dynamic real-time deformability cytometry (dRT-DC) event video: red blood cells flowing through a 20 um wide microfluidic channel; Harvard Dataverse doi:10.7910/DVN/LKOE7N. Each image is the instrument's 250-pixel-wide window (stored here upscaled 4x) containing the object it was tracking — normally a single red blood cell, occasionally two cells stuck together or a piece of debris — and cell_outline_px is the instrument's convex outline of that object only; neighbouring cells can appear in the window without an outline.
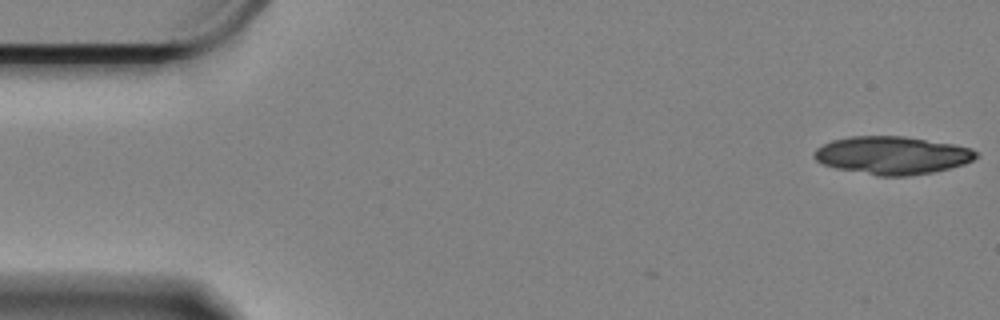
{"species": "Egyptian fruit bat (a non-hibernating species)", "species_latin": "Rousettus aegyptiacus", "temperature_condition": "cold", "stored_images_in_passage": 2, "camera_frame_rate_fps": 3000, "um_per_image_px": 0.085, "animal": {"sex": "female"}, "frame": {"image": 1, "passage_image": 2, "time_ms": 0.333, "image_size_px": [1000, 320], "cell_outline_px": [[980, 156], [964, 164], [932, 172], [908, 176], [876, 176], [836, 168], [824, 164], [816, 160], [812, 156], [812, 152], [816, 148], [832, 140], [852, 136], [904, 136], [952, 144], [972, 148], [980, 152]], "centroid_in_image_um": [75.84, 13.2], "position_along_channel_um": 9.2, "area_um2": 35.89}}